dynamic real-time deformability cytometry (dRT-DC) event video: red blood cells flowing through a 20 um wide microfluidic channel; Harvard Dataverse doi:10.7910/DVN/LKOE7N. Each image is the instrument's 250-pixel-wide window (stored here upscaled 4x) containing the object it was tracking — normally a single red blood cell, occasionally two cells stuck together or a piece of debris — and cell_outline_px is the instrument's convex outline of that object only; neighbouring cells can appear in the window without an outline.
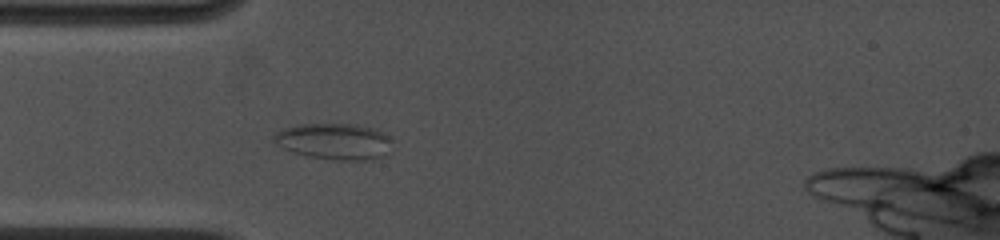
{"species": "common noctule bat (a hibernating species)", "species_latin": "Nyctalus noctula", "temperature_condition": "cold", "stored_images_in_passage": 2, "camera_frame_rate_fps": 4500, "um_per_image_px": 0.085, "animal": {"sex": "female", "body_mass_g": 19.0, "forearm_length_mm": 53.3}, "frame": {"image": 1, "passage_image": 2, "time_ms": 0.889, "image_size_px": [1000, 240], "cell_outline_px": [[396, 140], [388, 152], [384, 156], [372, 160], [340, 160], [308, 156], [292, 152], [276, 144], [272, 140], [272, 136], [276, 132], [284, 128], [300, 124], [356, 124], [372, 128]], "centroid_in_image_um": [28.45, 12.02], "position_along_channel_um": 56.6, "area_um2": 25.2}}